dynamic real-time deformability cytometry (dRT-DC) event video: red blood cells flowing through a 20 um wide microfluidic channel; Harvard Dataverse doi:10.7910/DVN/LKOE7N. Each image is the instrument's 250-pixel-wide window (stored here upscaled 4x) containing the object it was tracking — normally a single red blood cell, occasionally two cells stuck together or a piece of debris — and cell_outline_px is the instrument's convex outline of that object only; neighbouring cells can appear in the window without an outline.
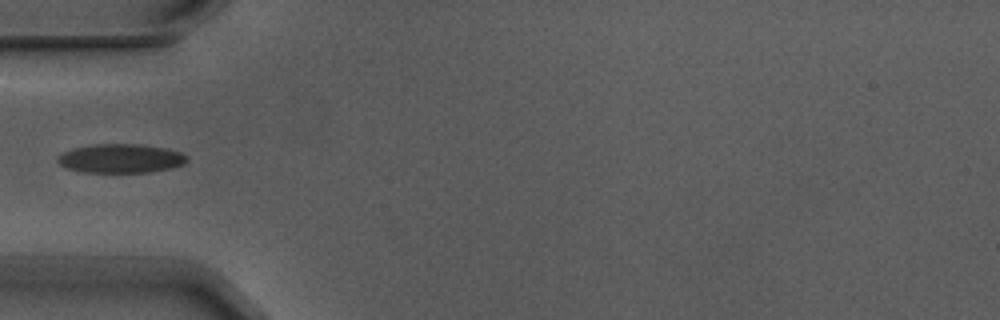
{"species": "Egyptian fruit bat (a non-hibernating species)", "species_latin": "Rousettus aegyptiacus", "temperature_condition": "warm", "stored_images_in_passage": 4, "camera_frame_rate_fps": 3000, "um_per_image_px": 0.085, "animal": {"sex": "male"}, "frame": {"image": 1, "passage_image": 4, "time_ms": 1.0, "image_size_px": [1000, 320], "cell_outline_px": [[188, 160], [184, 164], [172, 168], [148, 172], [84, 172], [68, 168], [60, 164], [56, 160], [56, 156], [72, 148], [92, 144], [140, 144], [168, 148], [180, 152], [188, 156]], "centroid_in_image_um": [10.28, 13.46], "position_along_channel_um": 74.7, "area_um2": 21.96}}